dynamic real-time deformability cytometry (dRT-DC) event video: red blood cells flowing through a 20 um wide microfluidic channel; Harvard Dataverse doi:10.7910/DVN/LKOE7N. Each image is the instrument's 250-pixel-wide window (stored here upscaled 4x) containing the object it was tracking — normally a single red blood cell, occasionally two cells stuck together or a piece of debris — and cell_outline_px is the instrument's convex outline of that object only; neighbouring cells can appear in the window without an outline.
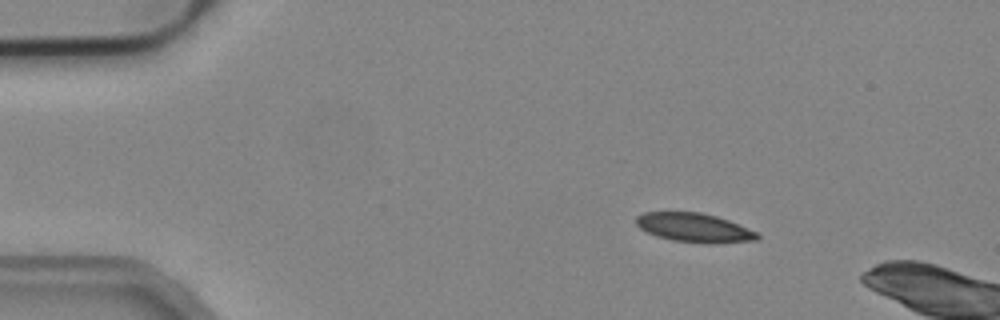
{"species": "common noctule bat (a hibernating species)", "species_latin": "Nyctalus noctula", "temperature_condition": "cold", "stored_images_in_passage": 10, "camera_frame_rate_fps": 3000, "um_per_image_px": 0.085, "animal": {"sex": "male", "body_mass_g": 19.2, "forearm_length_mm": 51.8}, "frame": {"image": 1, "passage_image": 6, "time_ms": 1.667, "image_size_px": [1000, 320], "cell_outline_px": [[760, 236], [756, 240], [672, 240], [656, 236], [640, 228], [636, 224], [636, 216], [644, 212], [700, 212], [716, 216], [728, 220], [756, 232]], "centroid_in_image_um": [58.88, 19.28], "position_along_channel_um": 26.1, "area_um2": 19.13}}